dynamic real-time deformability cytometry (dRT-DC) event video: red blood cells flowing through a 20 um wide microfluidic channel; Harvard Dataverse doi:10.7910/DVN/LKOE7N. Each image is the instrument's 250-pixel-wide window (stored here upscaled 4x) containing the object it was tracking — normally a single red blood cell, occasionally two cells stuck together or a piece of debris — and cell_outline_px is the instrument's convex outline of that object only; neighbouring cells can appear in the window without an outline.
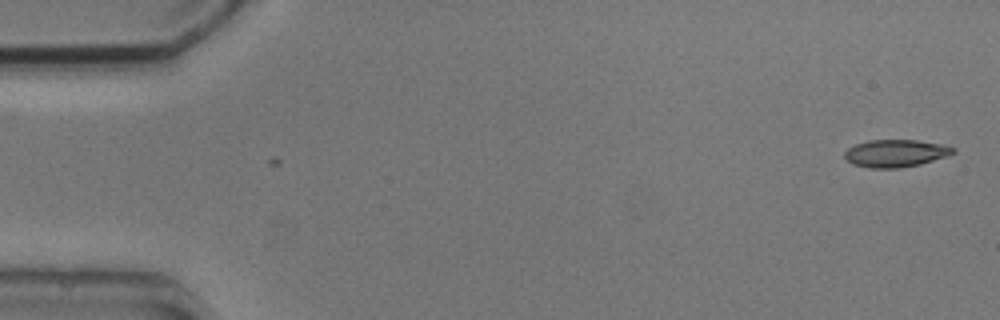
{"species": "common noctule bat (a hibernating species)", "species_latin": "Nyctalus noctula", "temperature_condition": "cold", "stored_images_in_passage": 2, "camera_frame_rate_fps": 3000, "um_per_image_px": 0.085, "animal": {"sex": "male", "body_mass_g": 20.5, "forearm_length_mm": 52.5}, "frame": {"image": 1, "passage_image": 2, "time_ms": 1.333, "image_size_px": [1000, 320], "cell_outline_px": [[956, 152], [948, 156], [920, 164], [900, 168], [872, 168], [852, 164], [844, 156], [844, 152], [848, 148], [856, 144], [868, 140], [916, 140], [944, 144], [956, 148]], "centroid_in_image_um": [76.16, 13.02], "position_along_channel_um": 8.8, "area_um2": 17.46}}